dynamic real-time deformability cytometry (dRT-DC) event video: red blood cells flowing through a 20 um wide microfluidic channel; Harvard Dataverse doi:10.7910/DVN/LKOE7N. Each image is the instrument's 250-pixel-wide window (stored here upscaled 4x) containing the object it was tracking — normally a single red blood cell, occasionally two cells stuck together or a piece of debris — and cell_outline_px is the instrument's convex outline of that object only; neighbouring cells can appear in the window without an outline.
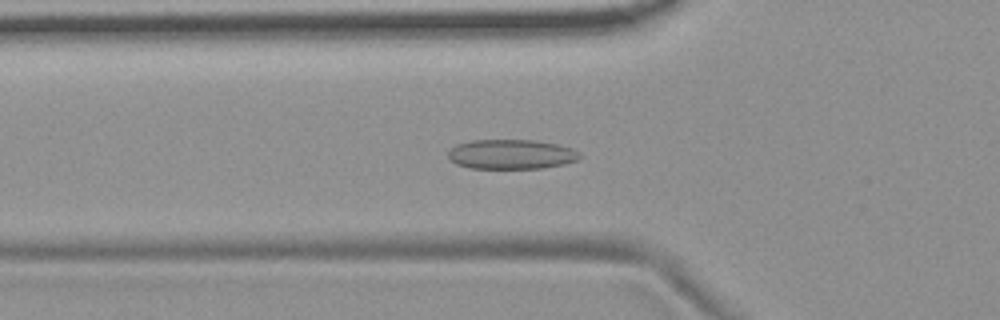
{"species": "common noctule bat (a hibernating species)", "species_latin": "Nyctalus noctula", "temperature_condition": "room temperature", "stored_images_in_passage": 52, "camera_frame_rate_fps": 3000, "um_per_image_px": 0.085, "animal": {"sex": "female", "body_mass_g": 19.9}, "frame": {"image": 1, "passage_image": 16, "time_ms": 5.0, "image_size_px": [1000, 320], "cell_outline_px": [[580, 156], [576, 160], [564, 164], [544, 168], [468, 168], [456, 164], [448, 160], [448, 152], [456, 144], [472, 140], [536, 140], [556, 144], [572, 148], [580, 152]], "centroid_in_image_um": [43.43, 13.11], "position_along_channel_um": 82.4, "area_um2": 22.83}}
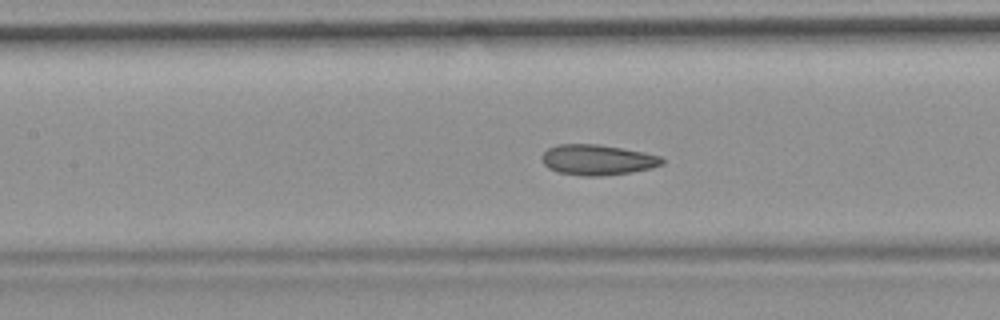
{"frame": {"image": 2, "passage_image": 22, "time_ms": 7.0, "image_size_px": [1000, 320], "cell_outline_px": [[664, 164], [652, 168], [632, 172], [600, 176], [584, 176], [556, 172], [548, 168], [540, 160], [540, 156], [548, 148], [556, 144], [596, 144], [644, 152], [660, 156], [664, 160]], "centroid_in_image_um": [50.75, 13.59], "position_along_channel_um": 156.7, "area_um2": 21.5}}
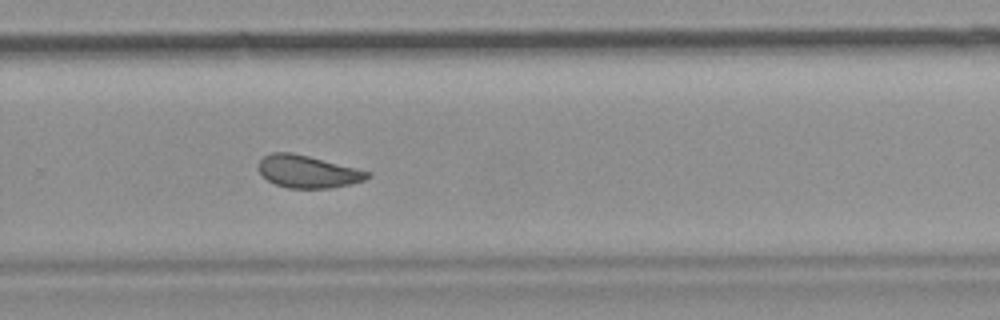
{"frame": {"image": 3, "passage_image": 34, "time_ms": 11.0, "image_size_px": [1000, 320], "cell_outline_px": [[372, 176], [364, 180], [332, 188], [288, 188], [276, 184], [268, 180], [256, 168], [260, 160], [264, 156], [272, 152], [292, 152], [372, 172]], "centroid_in_image_um": [26.15, 14.58], "position_along_channel_um": 303.6, "area_um2": 20.52}, "authors_computed_cell_mechanics": {"area_um2": 21.7039, "velocity_mm_per_s": 3.6892, "shape_relaxation_time_tau1_ms": 9.3733, "shape_relaxation_time_tau2_ms": 1.6362, "deformation_change_tau1": 0.1527, "deformation_change_tau2": 0.0697}}